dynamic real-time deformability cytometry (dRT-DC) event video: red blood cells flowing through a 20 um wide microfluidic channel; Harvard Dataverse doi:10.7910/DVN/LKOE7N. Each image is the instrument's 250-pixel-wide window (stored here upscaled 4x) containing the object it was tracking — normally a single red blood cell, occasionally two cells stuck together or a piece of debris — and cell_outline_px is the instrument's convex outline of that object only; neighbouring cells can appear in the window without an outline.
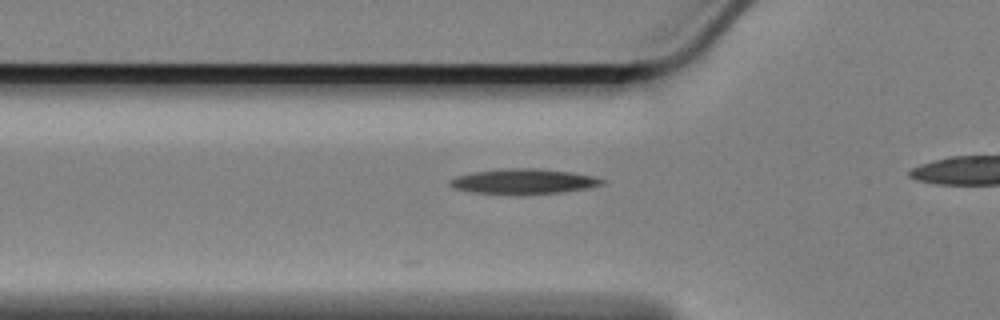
{"species": "Egyptian fruit bat (a non-hibernating species)", "species_latin": "Rousettus aegyptiacus", "temperature_condition": "cold", "stored_images_in_passage": 30, "camera_frame_rate_fps": 3000, "um_per_image_px": 0.085, "animal": {"sex": "female"}, "frame": {"image": 1, "passage_image": 2, "time_ms": 0.333, "image_size_px": [1000, 320], "cell_outline_px": [[604, 184], [588, 188], [560, 192], [516, 196], [472, 192], [456, 188], [448, 184], [448, 180], [456, 176], [472, 172], [504, 168], [536, 168], [572, 172], [592, 176], [604, 180]], "centroid_in_image_um": [44.46, 15.43], "position_along_channel_um": 81.3, "area_um2": 22.66}}
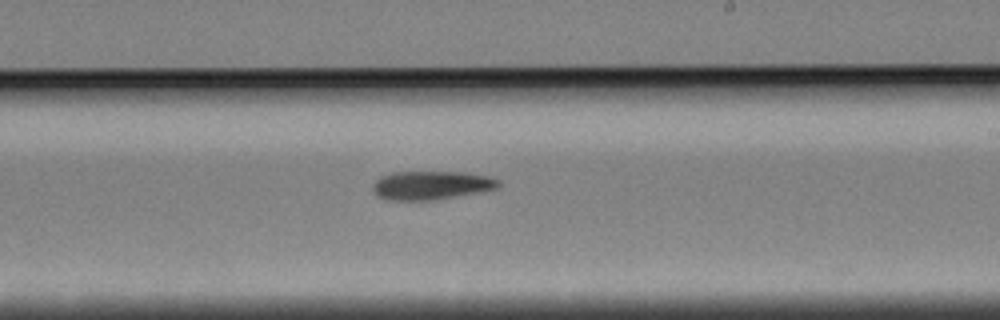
{"frame": {"image": 2, "passage_image": 17, "time_ms": 5.333, "image_size_px": [1000, 320], "cell_outline_px": [[500, 184], [496, 188], [432, 200], [392, 200], [376, 196], [372, 192], [372, 184], [380, 176], [392, 172], [464, 172], [488, 176], [500, 180]], "centroid_in_image_um": [36.58, 15.73], "position_along_channel_um": 252.4, "area_um2": 20.81}}
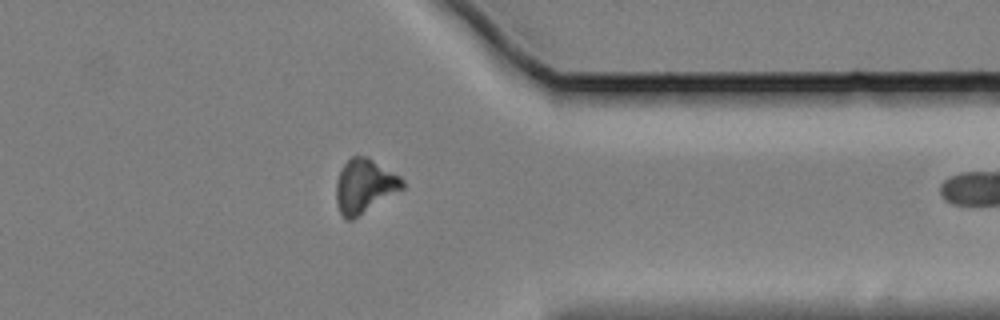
{"frame": {"image": 3, "passage_image": 29, "time_ms": 9.333, "image_size_px": [1000, 320], "cell_outline_px": [[404, 188], [352, 220], [344, 220], [340, 212], [336, 200], [336, 180], [340, 168], [352, 156], [368, 156], [400, 176], [404, 180]], "centroid_in_image_um": [30.97, 15.8], "position_along_channel_um": 380.4, "area_um2": 20.92}}